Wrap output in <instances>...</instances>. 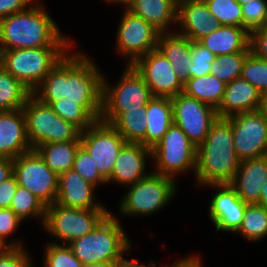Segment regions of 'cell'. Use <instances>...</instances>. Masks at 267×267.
Segmentation results:
<instances>
[{
	"instance_id": "6da1fadb",
	"label": "cell",
	"mask_w": 267,
	"mask_h": 267,
	"mask_svg": "<svg viewBox=\"0 0 267 267\" xmlns=\"http://www.w3.org/2000/svg\"><path fill=\"white\" fill-rule=\"evenodd\" d=\"M74 51L73 46L32 91V94L48 105L61 98L78 102V105L95 121H99L104 72L87 53L80 50Z\"/></svg>"
},
{
	"instance_id": "7a4b0ae2",
	"label": "cell",
	"mask_w": 267,
	"mask_h": 267,
	"mask_svg": "<svg viewBox=\"0 0 267 267\" xmlns=\"http://www.w3.org/2000/svg\"><path fill=\"white\" fill-rule=\"evenodd\" d=\"M41 2L0 19V50L75 46Z\"/></svg>"
},
{
	"instance_id": "3957f363",
	"label": "cell",
	"mask_w": 267,
	"mask_h": 267,
	"mask_svg": "<svg viewBox=\"0 0 267 267\" xmlns=\"http://www.w3.org/2000/svg\"><path fill=\"white\" fill-rule=\"evenodd\" d=\"M240 160L233 143L231 121L218 117L205 140L197 147L195 186L230 183L238 171Z\"/></svg>"
},
{
	"instance_id": "277c9868",
	"label": "cell",
	"mask_w": 267,
	"mask_h": 267,
	"mask_svg": "<svg viewBox=\"0 0 267 267\" xmlns=\"http://www.w3.org/2000/svg\"><path fill=\"white\" fill-rule=\"evenodd\" d=\"M111 211L90 233L68 244L82 263L122 262L133 249L130 235Z\"/></svg>"
},
{
	"instance_id": "5b68a950",
	"label": "cell",
	"mask_w": 267,
	"mask_h": 267,
	"mask_svg": "<svg viewBox=\"0 0 267 267\" xmlns=\"http://www.w3.org/2000/svg\"><path fill=\"white\" fill-rule=\"evenodd\" d=\"M178 184L172 178L151 172L135 184L125 187L126 192L118 203L117 211L121 217L153 216L174 200Z\"/></svg>"
},
{
	"instance_id": "8992f818",
	"label": "cell",
	"mask_w": 267,
	"mask_h": 267,
	"mask_svg": "<svg viewBox=\"0 0 267 267\" xmlns=\"http://www.w3.org/2000/svg\"><path fill=\"white\" fill-rule=\"evenodd\" d=\"M153 97L150 88L132 65L111 84L103 74L101 121L111 124L122 112L146 106Z\"/></svg>"
},
{
	"instance_id": "52a82bcc",
	"label": "cell",
	"mask_w": 267,
	"mask_h": 267,
	"mask_svg": "<svg viewBox=\"0 0 267 267\" xmlns=\"http://www.w3.org/2000/svg\"><path fill=\"white\" fill-rule=\"evenodd\" d=\"M72 47L0 50V64L33 91Z\"/></svg>"
},
{
	"instance_id": "ba28073f",
	"label": "cell",
	"mask_w": 267,
	"mask_h": 267,
	"mask_svg": "<svg viewBox=\"0 0 267 267\" xmlns=\"http://www.w3.org/2000/svg\"><path fill=\"white\" fill-rule=\"evenodd\" d=\"M197 147L183 130L173 123L162 139L151 148L152 172L178 182L177 176L193 173L195 176ZM189 171V172H188Z\"/></svg>"
},
{
	"instance_id": "9c48e42d",
	"label": "cell",
	"mask_w": 267,
	"mask_h": 267,
	"mask_svg": "<svg viewBox=\"0 0 267 267\" xmlns=\"http://www.w3.org/2000/svg\"><path fill=\"white\" fill-rule=\"evenodd\" d=\"M22 111L25 115L28 140L34 149L45 143L80 140L81 130L58 116L50 105L31 94Z\"/></svg>"
},
{
	"instance_id": "30bf717a",
	"label": "cell",
	"mask_w": 267,
	"mask_h": 267,
	"mask_svg": "<svg viewBox=\"0 0 267 267\" xmlns=\"http://www.w3.org/2000/svg\"><path fill=\"white\" fill-rule=\"evenodd\" d=\"M110 212L109 209L69 208L54 203L46 206L43 231L53 238L50 243L68 245L90 233Z\"/></svg>"
},
{
	"instance_id": "8fae6325",
	"label": "cell",
	"mask_w": 267,
	"mask_h": 267,
	"mask_svg": "<svg viewBox=\"0 0 267 267\" xmlns=\"http://www.w3.org/2000/svg\"><path fill=\"white\" fill-rule=\"evenodd\" d=\"M116 32L115 52L132 65L139 57L156 49L160 32L141 17L123 7Z\"/></svg>"
},
{
	"instance_id": "7c38bea8",
	"label": "cell",
	"mask_w": 267,
	"mask_h": 267,
	"mask_svg": "<svg viewBox=\"0 0 267 267\" xmlns=\"http://www.w3.org/2000/svg\"><path fill=\"white\" fill-rule=\"evenodd\" d=\"M13 173L18 185L27 188L46 206L54 204L58 192V175L33 149L13 159Z\"/></svg>"
},
{
	"instance_id": "4fadbf2b",
	"label": "cell",
	"mask_w": 267,
	"mask_h": 267,
	"mask_svg": "<svg viewBox=\"0 0 267 267\" xmlns=\"http://www.w3.org/2000/svg\"><path fill=\"white\" fill-rule=\"evenodd\" d=\"M81 145L89 152L101 176L107 181L121 148L127 143L111 125L101 120L81 131Z\"/></svg>"
},
{
	"instance_id": "5bb4252c",
	"label": "cell",
	"mask_w": 267,
	"mask_h": 267,
	"mask_svg": "<svg viewBox=\"0 0 267 267\" xmlns=\"http://www.w3.org/2000/svg\"><path fill=\"white\" fill-rule=\"evenodd\" d=\"M227 118L231 121L234 150L240 161L267 156V118L259 110Z\"/></svg>"
},
{
	"instance_id": "9a60e30c",
	"label": "cell",
	"mask_w": 267,
	"mask_h": 267,
	"mask_svg": "<svg viewBox=\"0 0 267 267\" xmlns=\"http://www.w3.org/2000/svg\"><path fill=\"white\" fill-rule=\"evenodd\" d=\"M171 99L173 123L179 126L190 141L198 147L207 137L213 122L218 118L217 110L183 92Z\"/></svg>"
},
{
	"instance_id": "2e32d148",
	"label": "cell",
	"mask_w": 267,
	"mask_h": 267,
	"mask_svg": "<svg viewBox=\"0 0 267 267\" xmlns=\"http://www.w3.org/2000/svg\"><path fill=\"white\" fill-rule=\"evenodd\" d=\"M132 66L142 76L153 96L174 97L184 85L175 74L171 62L158 49L139 57Z\"/></svg>"
},
{
	"instance_id": "e0dca14e",
	"label": "cell",
	"mask_w": 267,
	"mask_h": 267,
	"mask_svg": "<svg viewBox=\"0 0 267 267\" xmlns=\"http://www.w3.org/2000/svg\"><path fill=\"white\" fill-rule=\"evenodd\" d=\"M202 187L217 190L208 204L209 220L216 228L215 235L220 231L235 234L242 224L248 204L237 195L229 183L208 184Z\"/></svg>"
},
{
	"instance_id": "ac0fdd59",
	"label": "cell",
	"mask_w": 267,
	"mask_h": 267,
	"mask_svg": "<svg viewBox=\"0 0 267 267\" xmlns=\"http://www.w3.org/2000/svg\"><path fill=\"white\" fill-rule=\"evenodd\" d=\"M150 159L151 148L141 143H126L114 163L107 185L112 183L127 187L147 177L152 172L146 169L149 165L147 161H152Z\"/></svg>"
},
{
	"instance_id": "d6986e66",
	"label": "cell",
	"mask_w": 267,
	"mask_h": 267,
	"mask_svg": "<svg viewBox=\"0 0 267 267\" xmlns=\"http://www.w3.org/2000/svg\"><path fill=\"white\" fill-rule=\"evenodd\" d=\"M220 26L204 0H178L176 32L199 41ZM178 29V30H177Z\"/></svg>"
},
{
	"instance_id": "ffe728a7",
	"label": "cell",
	"mask_w": 267,
	"mask_h": 267,
	"mask_svg": "<svg viewBox=\"0 0 267 267\" xmlns=\"http://www.w3.org/2000/svg\"><path fill=\"white\" fill-rule=\"evenodd\" d=\"M96 186L70 169L58 175V192L55 203L69 208L108 209L95 198Z\"/></svg>"
},
{
	"instance_id": "44dd1931",
	"label": "cell",
	"mask_w": 267,
	"mask_h": 267,
	"mask_svg": "<svg viewBox=\"0 0 267 267\" xmlns=\"http://www.w3.org/2000/svg\"><path fill=\"white\" fill-rule=\"evenodd\" d=\"M31 150L22 109L0 111V158L15 159Z\"/></svg>"
},
{
	"instance_id": "7402d4cb",
	"label": "cell",
	"mask_w": 267,
	"mask_h": 267,
	"mask_svg": "<svg viewBox=\"0 0 267 267\" xmlns=\"http://www.w3.org/2000/svg\"><path fill=\"white\" fill-rule=\"evenodd\" d=\"M267 182V156L240 161L234 179L229 183L247 204H258Z\"/></svg>"
},
{
	"instance_id": "603a6c76",
	"label": "cell",
	"mask_w": 267,
	"mask_h": 267,
	"mask_svg": "<svg viewBox=\"0 0 267 267\" xmlns=\"http://www.w3.org/2000/svg\"><path fill=\"white\" fill-rule=\"evenodd\" d=\"M126 8L160 33L176 31L178 0H130Z\"/></svg>"
},
{
	"instance_id": "cb8c5ba5",
	"label": "cell",
	"mask_w": 267,
	"mask_h": 267,
	"mask_svg": "<svg viewBox=\"0 0 267 267\" xmlns=\"http://www.w3.org/2000/svg\"><path fill=\"white\" fill-rule=\"evenodd\" d=\"M261 93L247 80L238 77L226 84L219 107L218 117H230L238 113L258 111Z\"/></svg>"
},
{
	"instance_id": "d4e9b609",
	"label": "cell",
	"mask_w": 267,
	"mask_h": 267,
	"mask_svg": "<svg viewBox=\"0 0 267 267\" xmlns=\"http://www.w3.org/2000/svg\"><path fill=\"white\" fill-rule=\"evenodd\" d=\"M157 48L171 62L175 74L184 85L191 78V40L176 31L160 33Z\"/></svg>"
},
{
	"instance_id": "484cf974",
	"label": "cell",
	"mask_w": 267,
	"mask_h": 267,
	"mask_svg": "<svg viewBox=\"0 0 267 267\" xmlns=\"http://www.w3.org/2000/svg\"><path fill=\"white\" fill-rule=\"evenodd\" d=\"M215 56L237 52H251L250 33L243 27L219 26L198 41Z\"/></svg>"
},
{
	"instance_id": "4316f807",
	"label": "cell",
	"mask_w": 267,
	"mask_h": 267,
	"mask_svg": "<svg viewBox=\"0 0 267 267\" xmlns=\"http://www.w3.org/2000/svg\"><path fill=\"white\" fill-rule=\"evenodd\" d=\"M146 147L153 148L173 124L170 97L153 96L146 105Z\"/></svg>"
},
{
	"instance_id": "83f0119b",
	"label": "cell",
	"mask_w": 267,
	"mask_h": 267,
	"mask_svg": "<svg viewBox=\"0 0 267 267\" xmlns=\"http://www.w3.org/2000/svg\"><path fill=\"white\" fill-rule=\"evenodd\" d=\"M80 140L68 142L45 143L36 146L34 150L43 159L45 164L57 175L73 168Z\"/></svg>"
},
{
	"instance_id": "f1b7e54d",
	"label": "cell",
	"mask_w": 267,
	"mask_h": 267,
	"mask_svg": "<svg viewBox=\"0 0 267 267\" xmlns=\"http://www.w3.org/2000/svg\"><path fill=\"white\" fill-rule=\"evenodd\" d=\"M225 89L226 83L210 73L204 76L191 77L184 84L183 93L217 109L222 101Z\"/></svg>"
},
{
	"instance_id": "f546056e",
	"label": "cell",
	"mask_w": 267,
	"mask_h": 267,
	"mask_svg": "<svg viewBox=\"0 0 267 267\" xmlns=\"http://www.w3.org/2000/svg\"><path fill=\"white\" fill-rule=\"evenodd\" d=\"M146 106L122 112L111 125L127 143H141L146 146Z\"/></svg>"
},
{
	"instance_id": "4dcf8cb0",
	"label": "cell",
	"mask_w": 267,
	"mask_h": 267,
	"mask_svg": "<svg viewBox=\"0 0 267 267\" xmlns=\"http://www.w3.org/2000/svg\"><path fill=\"white\" fill-rule=\"evenodd\" d=\"M32 91L0 64V111L22 109Z\"/></svg>"
},
{
	"instance_id": "1f68e13d",
	"label": "cell",
	"mask_w": 267,
	"mask_h": 267,
	"mask_svg": "<svg viewBox=\"0 0 267 267\" xmlns=\"http://www.w3.org/2000/svg\"><path fill=\"white\" fill-rule=\"evenodd\" d=\"M235 234L249 243L261 242L267 237V210L259 204H248L242 224Z\"/></svg>"
},
{
	"instance_id": "d6a6232c",
	"label": "cell",
	"mask_w": 267,
	"mask_h": 267,
	"mask_svg": "<svg viewBox=\"0 0 267 267\" xmlns=\"http://www.w3.org/2000/svg\"><path fill=\"white\" fill-rule=\"evenodd\" d=\"M10 209L24 222L38 219L41 228L45 220L46 205L27 188L18 185Z\"/></svg>"
},
{
	"instance_id": "836d02e7",
	"label": "cell",
	"mask_w": 267,
	"mask_h": 267,
	"mask_svg": "<svg viewBox=\"0 0 267 267\" xmlns=\"http://www.w3.org/2000/svg\"><path fill=\"white\" fill-rule=\"evenodd\" d=\"M250 52H237L216 56L211 65V74L228 84L241 77L242 67Z\"/></svg>"
},
{
	"instance_id": "e575fe53",
	"label": "cell",
	"mask_w": 267,
	"mask_h": 267,
	"mask_svg": "<svg viewBox=\"0 0 267 267\" xmlns=\"http://www.w3.org/2000/svg\"><path fill=\"white\" fill-rule=\"evenodd\" d=\"M221 26L243 27L242 6L236 0H204Z\"/></svg>"
},
{
	"instance_id": "d590c367",
	"label": "cell",
	"mask_w": 267,
	"mask_h": 267,
	"mask_svg": "<svg viewBox=\"0 0 267 267\" xmlns=\"http://www.w3.org/2000/svg\"><path fill=\"white\" fill-rule=\"evenodd\" d=\"M53 111L62 119L73 123L81 131L89 128L95 120L80 106L78 102H71L61 98L50 104Z\"/></svg>"
},
{
	"instance_id": "8d00e7d4",
	"label": "cell",
	"mask_w": 267,
	"mask_h": 267,
	"mask_svg": "<svg viewBox=\"0 0 267 267\" xmlns=\"http://www.w3.org/2000/svg\"><path fill=\"white\" fill-rule=\"evenodd\" d=\"M241 77L247 80L261 94L267 91V61L250 52L246 57Z\"/></svg>"
},
{
	"instance_id": "74e56055",
	"label": "cell",
	"mask_w": 267,
	"mask_h": 267,
	"mask_svg": "<svg viewBox=\"0 0 267 267\" xmlns=\"http://www.w3.org/2000/svg\"><path fill=\"white\" fill-rule=\"evenodd\" d=\"M44 267H82L80 262L72 253L68 245L50 243L44 245Z\"/></svg>"
},
{
	"instance_id": "f35d334b",
	"label": "cell",
	"mask_w": 267,
	"mask_h": 267,
	"mask_svg": "<svg viewBox=\"0 0 267 267\" xmlns=\"http://www.w3.org/2000/svg\"><path fill=\"white\" fill-rule=\"evenodd\" d=\"M84 180L90 182L94 186L107 185V181L101 176L94 160L89 152L81 145L73 162V168Z\"/></svg>"
},
{
	"instance_id": "ab89813d",
	"label": "cell",
	"mask_w": 267,
	"mask_h": 267,
	"mask_svg": "<svg viewBox=\"0 0 267 267\" xmlns=\"http://www.w3.org/2000/svg\"><path fill=\"white\" fill-rule=\"evenodd\" d=\"M241 6L243 28L249 33L267 26V0H252Z\"/></svg>"
},
{
	"instance_id": "60d3db41",
	"label": "cell",
	"mask_w": 267,
	"mask_h": 267,
	"mask_svg": "<svg viewBox=\"0 0 267 267\" xmlns=\"http://www.w3.org/2000/svg\"><path fill=\"white\" fill-rule=\"evenodd\" d=\"M216 56L198 41H191V77L211 73V65Z\"/></svg>"
},
{
	"instance_id": "b9f144b4",
	"label": "cell",
	"mask_w": 267,
	"mask_h": 267,
	"mask_svg": "<svg viewBox=\"0 0 267 267\" xmlns=\"http://www.w3.org/2000/svg\"><path fill=\"white\" fill-rule=\"evenodd\" d=\"M21 223L23 221L10 208H0V237L12 248L26 247L22 239L11 237ZM9 237L11 240L7 239Z\"/></svg>"
},
{
	"instance_id": "7bdbcfd3",
	"label": "cell",
	"mask_w": 267,
	"mask_h": 267,
	"mask_svg": "<svg viewBox=\"0 0 267 267\" xmlns=\"http://www.w3.org/2000/svg\"><path fill=\"white\" fill-rule=\"evenodd\" d=\"M27 247L12 248L0 257V267H33L34 263Z\"/></svg>"
},
{
	"instance_id": "ee69618b",
	"label": "cell",
	"mask_w": 267,
	"mask_h": 267,
	"mask_svg": "<svg viewBox=\"0 0 267 267\" xmlns=\"http://www.w3.org/2000/svg\"><path fill=\"white\" fill-rule=\"evenodd\" d=\"M250 48L257 57L267 61V26L250 33Z\"/></svg>"
},
{
	"instance_id": "f6af8a7d",
	"label": "cell",
	"mask_w": 267,
	"mask_h": 267,
	"mask_svg": "<svg viewBox=\"0 0 267 267\" xmlns=\"http://www.w3.org/2000/svg\"><path fill=\"white\" fill-rule=\"evenodd\" d=\"M17 187L18 181L14 173L0 183V208H10Z\"/></svg>"
},
{
	"instance_id": "bcb514c9",
	"label": "cell",
	"mask_w": 267,
	"mask_h": 267,
	"mask_svg": "<svg viewBox=\"0 0 267 267\" xmlns=\"http://www.w3.org/2000/svg\"><path fill=\"white\" fill-rule=\"evenodd\" d=\"M37 0H0V19L28 9Z\"/></svg>"
},
{
	"instance_id": "7dc6e473",
	"label": "cell",
	"mask_w": 267,
	"mask_h": 267,
	"mask_svg": "<svg viewBox=\"0 0 267 267\" xmlns=\"http://www.w3.org/2000/svg\"><path fill=\"white\" fill-rule=\"evenodd\" d=\"M202 256L200 254L198 255L197 253L195 254H190V255H185V257L179 258L177 261L172 262L168 265L165 264V267H204V263L201 260Z\"/></svg>"
},
{
	"instance_id": "c3c4849f",
	"label": "cell",
	"mask_w": 267,
	"mask_h": 267,
	"mask_svg": "<svg viewBox=\"0 0 267 267\" xmlns=\"http://www.w3.org/2000/svg\"><path fill=\"white\" fill-rule=\"evenodd\" d=\"M13 174V159L0 158V183Z\"/></svg>"
},
{
	"instance_id": "681fc988",
	"label": "cell",
	"mask_w": 267,
	"mask_h": 267,
	"mask_svg": "<svg viewBox=\"0 0 267 267\" xmlns=\"http://www.w3.org/2000/svg\"><path fill=\"white\" fill-rule=\"evenodd\" d=\"M149 264H145L144 262L141 264L139 263L138 259H132L129 260L125 258L122 262H119L116 267H146Z\"/></svg>"
},
{
	"instance_id": "f907efd6",
	"label": "cell",
	"mask_w": 267,
	"mask_h": 267,
	"mask_svg": "<svg viewBox=\"0 0 267 267\" xmlns=\"http://www.w3.org/2000/svg\"><path fill=\"white\" fill-rule=\"evenodd\" d=\"M259 111L267 118V91L261 94Z\"/></svg>"
},
{
	"instance_id": "816d5d0a",
	"label": "cell",
	"mask_w": 267,
	"mask_h": 267,
	"mask_svg": "<svg viewBox=\"0 0 267 267\" xmlns=\"http://www.w3.org/2000/svg\"><path fill=\"white\" fill-rule=\"evenodd\" d=\"M119 262L83 263L82 267H116Z\"/></svg>"
},
{
	"instance_id": "f5cc1de1",
	"label": "cell",
	"mask_w": 267,
	"mask_h": 267,
	"mask_svg": "<svg viewBox=\"0 0 267 267\" xmlns=\"http://www.w3.org/2000/svg\"><path fill=\"white\" fill-rule=\"evenodd\" d=\"M258 204L263 206L267 210V182L263 185Z\"/></svg>"
},
{
	"instance_id": "db71d44e",
	"label": "cell",
	"mask_w": 267,
	"mask_h": 267,
	"mask_svg": "<svg viewBox=\"0 0 267 267\" xmlns=\"http://www.w3.org/2000/svg\"><path fill=\"white\" fill-rule=\"evenodd\" d=\"M12 247L0 237V257L5 255Z\"/></svg>"
},
{
	"instance_id": "11a10c76",
	"label": "cell",
	"mask_w": 267,
	"mask_h": 267,
	"mask_svg": "<svg viewBox=\"0 0 267 267\" xmlns=\"http://www.w3.org/2000/svg\"><path fill=\"white\" fill-rule=\"evenodd\" d=\"M129 1L130 0H104L103 2H107V4L109 3V5L118 4V5H121L122 7H126Z\"/></svg>"
},
{
	"instance_id": "9f6ffc18",
	"label": "cell",
	"mask_w": 267,
	"mask_h": 267,
	"mask_svg": "<svg viewBox=\"0 0 267 267\" xmlns=\"http://www.w3.org/2000/svg\"><path fill=\"white\" fill-rule=\"evenodd\" d=\"M149 262H150V263H149L146 267H157V266H156V265H157V264H156V261H154V260L151 259Z\"/></svg>"
},
{
	"instance_id": "6f0895ef",
	"label": "cell",
	"mask_w": 267,
	"mask_h": 267,
	"mask_svg": "<svg viewBox=\"0 0 267 267\" xmlns=\"http://www.w3.org/2000/svg\"><path fill=\"white\" fill-rule=\"evenodd\" d=\"M240 5H243V4H245V3H247V2H250V1H252V0H236Z\"/></svg>"
}]
</instances>
